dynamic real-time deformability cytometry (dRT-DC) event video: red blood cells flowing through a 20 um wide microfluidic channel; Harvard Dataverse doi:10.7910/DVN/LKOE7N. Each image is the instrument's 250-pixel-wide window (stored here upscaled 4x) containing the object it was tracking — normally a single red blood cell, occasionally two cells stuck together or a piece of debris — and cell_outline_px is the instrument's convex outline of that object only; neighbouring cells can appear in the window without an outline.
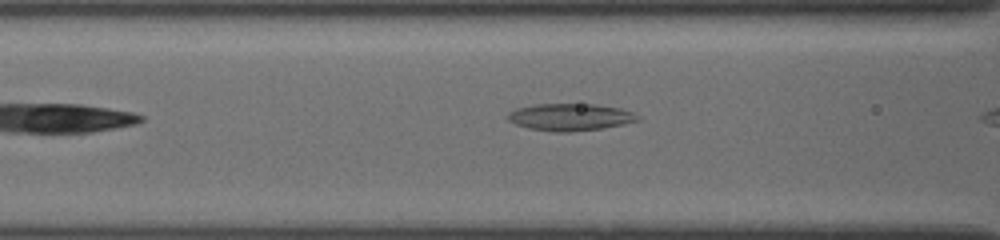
{"species": "common noctule bat (a hibernating species)", "species_latin": "Nyctalus noctula", "temperature_condition": "cold", "stored_images_in_passage": 5, "camera_frame_rate_fps": 3000, "um_per_image_px": 0.085, "animal": {"sex": "female", "body_mass_g": 19.5, "forearm_length_mm": 54.1}, "frame": {"image": 1, "passage_image": 4, "time_ms": 1.0, "image_size_px": [1000, 240], "cell_outline_px": [[640, 120], [624, 124], [600, 128], [572, 132], [556, 132], [528, 128], [516, 124], [508, 120], [508, 112], [516, 108], [536, 104], [596, 104], [620, 108], [632, 112], [640, 116]], "centroid_in_image_um": [48.47, 9.95], "position_along_channel_um": 118.1, "area_um2": 20.52}}